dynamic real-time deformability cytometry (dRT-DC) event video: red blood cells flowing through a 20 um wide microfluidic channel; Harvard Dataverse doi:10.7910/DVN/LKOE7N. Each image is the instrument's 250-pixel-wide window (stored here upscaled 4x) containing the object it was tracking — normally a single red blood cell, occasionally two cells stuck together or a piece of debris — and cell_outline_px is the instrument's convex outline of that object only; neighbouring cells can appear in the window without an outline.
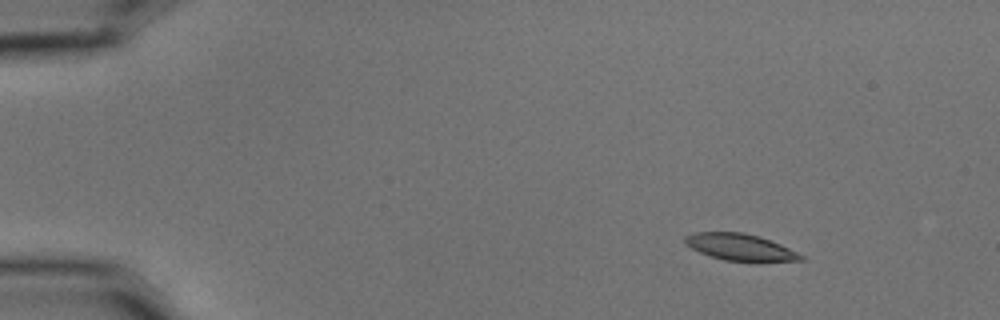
{"species": "common noctule bat (a hibernating species)", "species_latin": "Nyctalus noctula", "temperature_condition": "cold", "stored_images_in_passage": 5, "camera_frame_rate_fps": 3000, "um_per_image_px": 0.085, "animal": {"sex": "male", "body_mass_g": 15.6}, "frame": {"image": 1, "passage_image": 1, "time_ms": 0.0, "image_size_px": [1000, 320], "cell_outline_px": [[804, 260], [760, 264], [724, 260], [700, 252], [684, 244], [684, 236], [696, 232], [744, 232], [780, 244], [804, 256]], "centroid_in_image_um": [62.96, 21.05], "position_along_channel_um": 22.0, "area_um2": 18.5}}
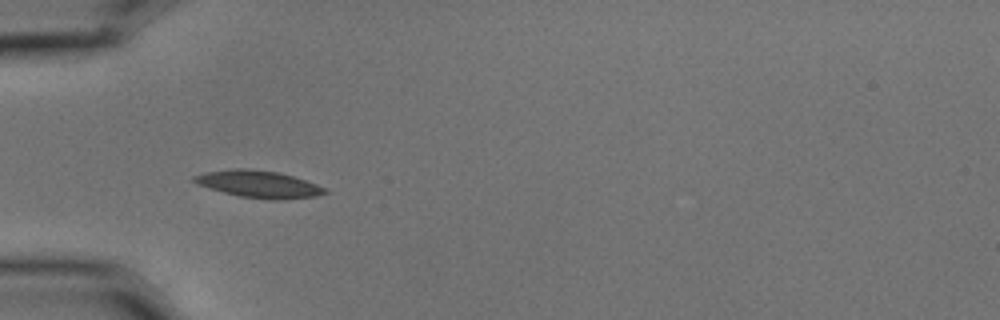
{"frame": {"image": 2, "passage_image": 4, "time_ms": 1.0, "image_size_px": [1000, 320], "cell_outline_px": [[328, 192], [316, 196], [284, 200], [272, 200], [240, 196], [224, 192], [196, 184], [192, 180], [192, 176], [204, 172], [232, 168], [248, 168], [276, 172], [292, 176], [328, 188]], "centroid_in_image_um": [21.98, 15.65], "position_along_channel_um": 63.0, "area_um2": 20.69}}
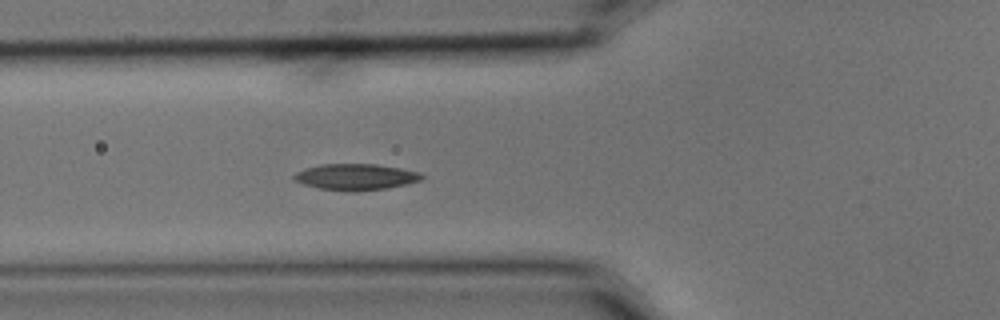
{"frame": {"image": 3, "passage_image": 5, "time_ms": 1.333, "image_size_px": [1000, 320], "cell_outline_px": [[424, 176], [420, 180], [388, 188], [356, 192], [352, 192], [320, 188], [304, 184], [292, 180], [292, 176], [296, 172], [304, 168], [320, 164], [376, 164], [400, 168], [420, 172]], "centroid_in_image_um": [30.2, 15.03], "position_along_channel_um": 95.6, "area_um2": 19.59}}